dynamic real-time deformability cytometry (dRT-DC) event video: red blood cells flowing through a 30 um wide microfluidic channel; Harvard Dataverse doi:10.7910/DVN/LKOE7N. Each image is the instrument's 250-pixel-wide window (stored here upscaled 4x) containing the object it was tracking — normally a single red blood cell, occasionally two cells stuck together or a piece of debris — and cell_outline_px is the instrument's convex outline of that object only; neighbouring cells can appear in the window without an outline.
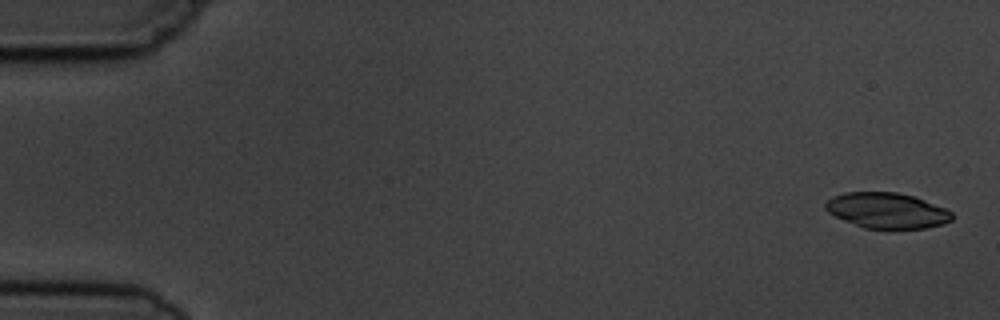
{"species": "common noctule bat (a hibernating species)", "species_latin": "Nyctalus noctula", "temperature_condition": "cold", "stored_images_in_passage": 6, "segment_of_instrument_passage": [2, 2], "camera_frame_rate_fps": 3000, "um_per_image_px": 0.085, "animal": {"sex": "male", "body_mass_g": 19.5, "forearm_length_mm": 54.6}, "frame": {"image": 1, "passage_image": 6, "time_ms": 6.667, "image_size_px": [1000, 320], "cell_outline_px": [[956, 216], [952, 220], [944, 224], [924, 228], [864, 228], [844, 220], [828, 212], [824, 208], [824, 204], [832, 196], [844, 192], [896, 192], [916, 196], [944, 208], [952, 212]], "centroid_in_image_um": [75.41, 17.88], "position_along_channel_um": 9.6, "area_um2": 26.3}}